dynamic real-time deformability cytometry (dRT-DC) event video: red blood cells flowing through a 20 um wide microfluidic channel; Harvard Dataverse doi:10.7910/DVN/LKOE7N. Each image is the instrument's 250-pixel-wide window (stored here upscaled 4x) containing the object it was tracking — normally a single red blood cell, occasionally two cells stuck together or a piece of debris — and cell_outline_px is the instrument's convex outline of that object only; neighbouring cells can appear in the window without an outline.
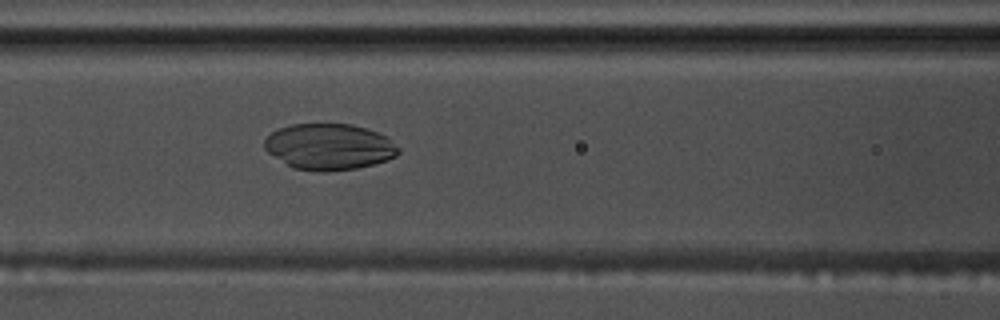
{"species": "common noctule bat (a hibernating species)", "species_latin": "Nyctalus noctula", "temperature_condition": "warm", "stored_images_in_passage": 53, "camera_frame_rate_fps": 3000, "um_per_image_px": 0.085, "animal": {"sex": "male", "body_mass_g": 17.5, "forearm_length_mm": 52.3}, "frame": {"image": 1, "passage_image": 22, "time_ms": 7.0, "image_size_px": [1000, 320], "cell_outline_px": [[400, 152], [396, 156], [388, 160], [356, 168], [324, 172], [320, 172], [292, 168], [268, 152], [264, 148], [264, 140], [272, 132], [280, 128], [292, 124], [352, 124], [376, 132], [384, 136], [400, 148]], "centroid_in_image_um": [27.97, 12.48], "position_along_channel_um": 138.6, "area_um2": 35.84}}
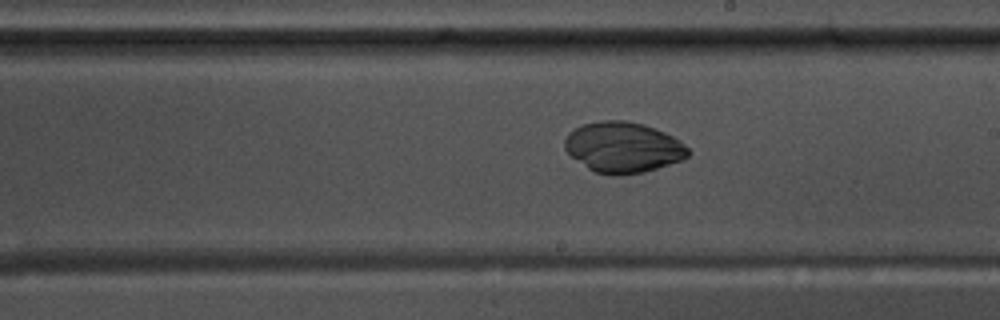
{"frame": {"image": 2, "passage_image": 30, "time_ms": 9.667, "image_size_px": [1000, 320], "cell_outline_px": [[692, 152], [688, 156], [680, 160], [644, 172], [620, 176], [608, 176], [596, 172], [588, 168], [572, 156], [564, 148], [564, 140], [568, 132], [584, 124], [600, 120], [628, 120], [644, 124], [664, 132], [680, 140]], "centroid_in_image_um": [52.96, 12.52], "position_along_channel_um": 236.0, "area_um2": 36.53}}
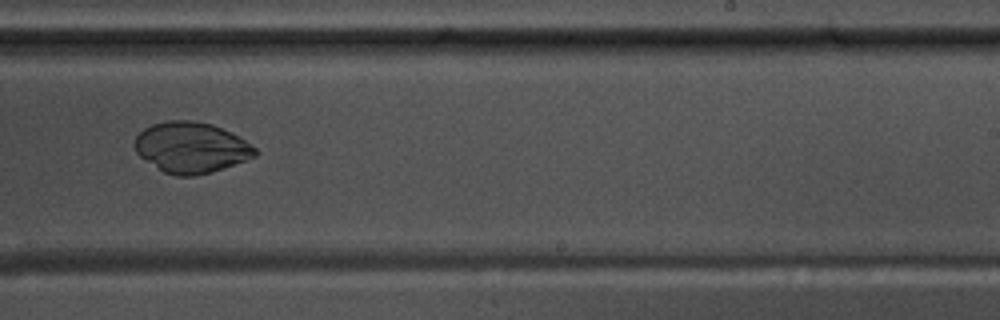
{"frame": {"image": 3, "passage_image": 33, "time_ms": 10.667, "image_size_px": [1000, 320], "cell_outline_px": [[256, 156], [224, 168], [212, 172], [192, 176], [176, 176], [164, 172], [140, 156], [136, 152], [132, 144], [136, 136], [144, 128], [152, 124], [168, 120], [192, 120], [212, 124], [232, 132], [256, 148]], "centroid_in_image_um": [16.23, 12.53], "position_along_channel_um": 272.8, "area_um2": 35.66}}